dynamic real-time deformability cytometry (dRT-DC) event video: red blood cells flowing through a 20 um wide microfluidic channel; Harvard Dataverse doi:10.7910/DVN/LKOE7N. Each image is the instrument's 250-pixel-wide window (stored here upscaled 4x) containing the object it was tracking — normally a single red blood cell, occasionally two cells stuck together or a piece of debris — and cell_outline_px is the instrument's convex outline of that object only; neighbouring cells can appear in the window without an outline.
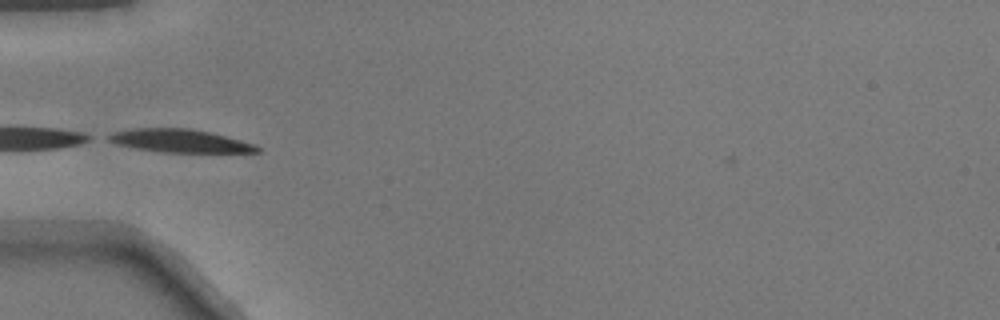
{"species": "common noctule bat (a hibernating species)", "species_latin": "Nyctalus noctula", "temperature_condition": "warm", "stored_images_in_passage": 34, "camera_frame_rate_fps": 3000, "um_per_image_px": 0.085, "animal": {"sex": "male", "body_mass_g": 17.9}, "frame": {"image": 1, "passage_image": 2, "time_ms": 0.333, "image_size_px": [1000, 320], "cell_outline_px": [[260, 152], [160, 152], [136, 148], [116, 144], [108, 140], [104, 136], [112, 132], [132, 128], [188, 128], [208, 132], [256, 144], [260, 148]], "centroid_in_image_um": [15.23, 11.97], "position_along_channel_um": 69.8, "area_um2": 19.94}}
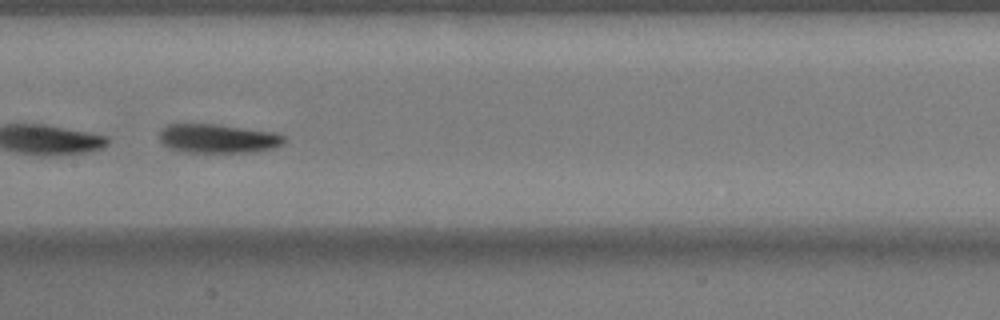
{"frame": {"image": 2, "passage_image": 11, "time_ms": 3.333, "image_size_px": [1000, 320], "cell_outline_px": [[288, 140], [284, 144], [276, 148], [256, 152], [184, 152], [168, 148], [160, 144], [160, 132], [168, 124], [216, 124], [276, 132], [284, 136]], "centroid_in_image_um": [18.58, 11.78], "position_along_channel_um": 188.8, "area_um2": 21.44}}